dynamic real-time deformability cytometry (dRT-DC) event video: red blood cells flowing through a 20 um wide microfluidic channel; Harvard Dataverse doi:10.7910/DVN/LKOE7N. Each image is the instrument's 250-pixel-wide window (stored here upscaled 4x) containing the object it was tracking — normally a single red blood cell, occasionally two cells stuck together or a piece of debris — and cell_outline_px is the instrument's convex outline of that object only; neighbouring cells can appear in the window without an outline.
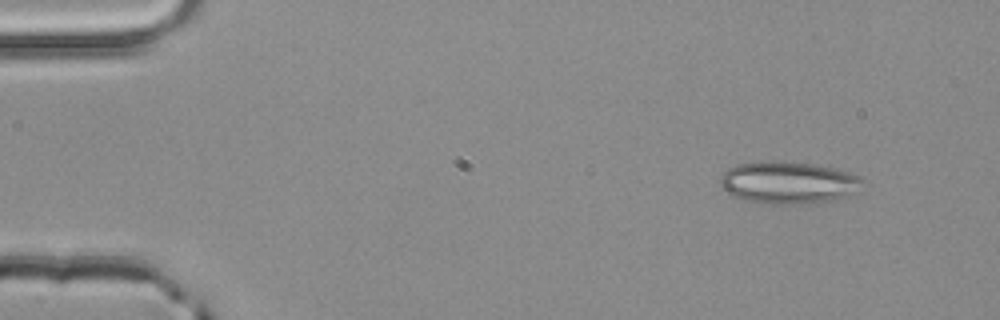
{"species": "common noctule bat (a hibernating species)", "species_latin": "Nyctalus noctula", "temperature_condition": "room temperature", "stored_images_in_passage": 3, "camera_frame_rate_fps": 3000, "um_per_image_px": 0.085, "animal": {"sex": "male", "body_mass_g": 20.4}, "frame": {"image": 1, "passage_image": 1, "time_ms": 0.0, "image_size_px": [1000, 320], "cell_outline_px": [[864, 180], [860, 192], [836, 200], [820, 204], [760, 204], [744, 200], [728, 192], [720, 184], [720, 176], [728, 168], [736, 164], [812, 164], [832, 168], [848, 172], [860, 176]], "centroid_in_image_um": [67.11, 15.6], "position_along_channel_um": 17.9, "area_um2": 34.56}}
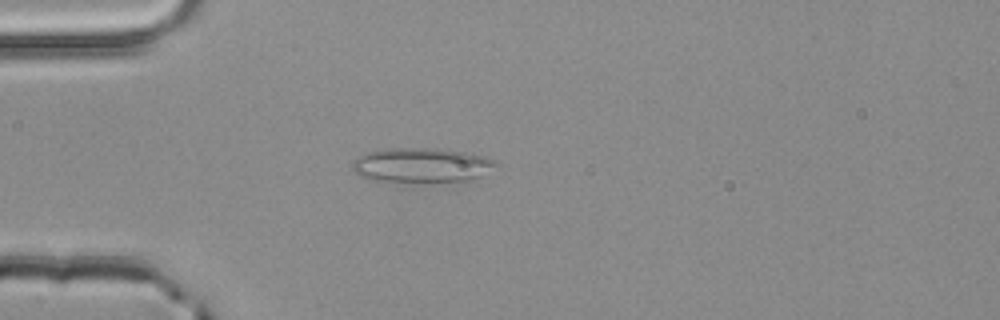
{"frame": {"image": 2, "passage_image": 3, "time_ms": 0.667, "image_size_px": [1000, 320], "cell_outline_px": [[500, 164], [480, 176], [468, 180], [368, 180], [360, 176], [352, 168], [352, 164], [360, 156], [368, 152], [388, 148], [428, 148], [472, 152], [496, 160]], "centroid_in_image_um": [35.88, 14.0], "position_along_channel_um": 49.1, "area_um2": 28.26}}